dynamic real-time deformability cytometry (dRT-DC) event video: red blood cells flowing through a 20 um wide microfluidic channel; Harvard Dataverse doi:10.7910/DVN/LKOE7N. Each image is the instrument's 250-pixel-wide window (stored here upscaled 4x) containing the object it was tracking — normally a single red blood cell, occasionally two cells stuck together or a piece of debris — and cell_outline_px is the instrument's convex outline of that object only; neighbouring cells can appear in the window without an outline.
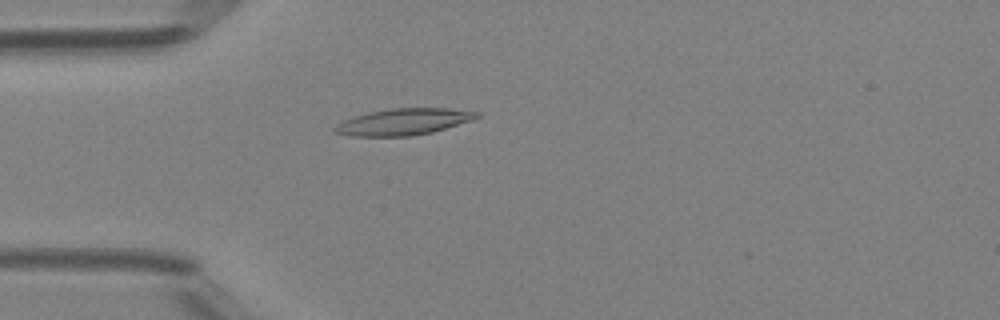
{"species": "Egyptian fruit bat (a non-hibernating species)", "species_latin": "Rousettus aegyptiacus", "temperature_condition": "room temperature", "stored_images_in_passage": 49, "camera_frame_rate_fps": 3000, "um_per_image_px": 0.085, "animal": {"sex": "female"}, "frame": {"image": 1, "passage_image": 14, "time_ms": 4.333, "image_size_px": [1000, 320], "cell_outline_px": [[480, 116], [476, 120], [432, 132], [412, 136], [352, 136], [336, 132], [332, 128], [336, 124], [352, 116], [368, 112], [392, 108], [448, 108], [480, 112]], "centroid_in_image_um": [34.34, 10.34], "position_along_channel_um": 50.7, "area_um2": 22.14}}
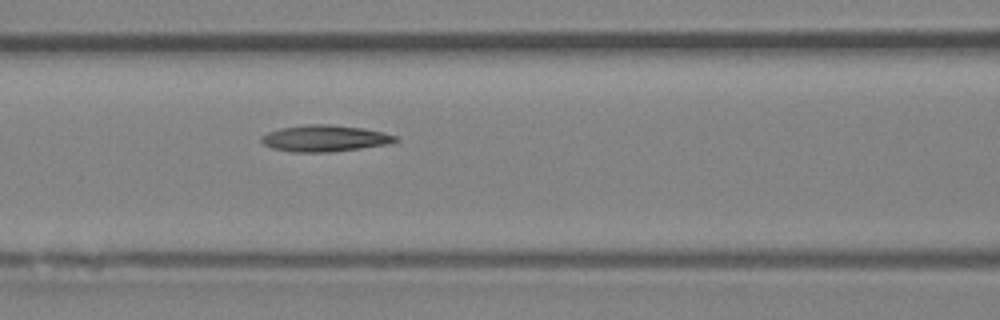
{"frame": {"image": 2, "passage_image": 21, "time_ms": 6.667, "image_size_px": [1000, 320], "cell_outline_px": [[400, 140], [388, 144], [360, 148], [328, 152], [292, 152], [272, 148], [264, 144], [260, 140], [260, 136], [268, 132], [280, 128], [304, 124], [332, 124], [364, 128], [384, 132], [396, 136]], "centroid_in_image_um": [27.6, 11.75], "position_along_channel_um": 139.0, "area_um2": 20.81}}
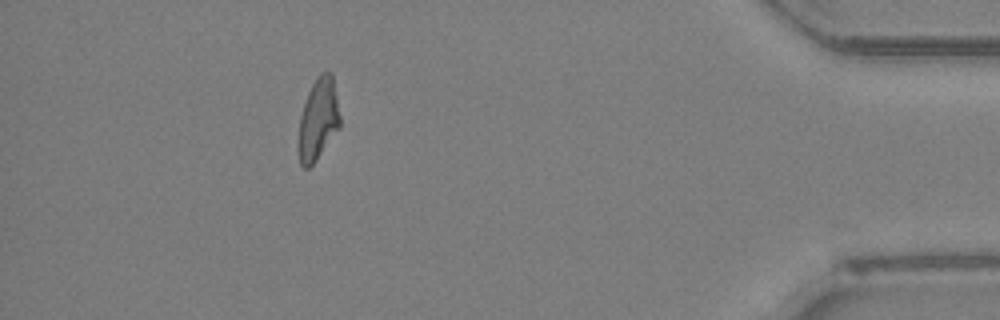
{"frame": {"image": 3, "passage_image": 44, "time_ms": 14.333, "image_size_px": [1000, 320], "cell_outline_px": [[340, 128], [316, 160], [308, 168], [304, 168], [300, 164], [296, 144], [300, 116], [308, 92], [316, 76], [320, 72], [332, 72], [340, 116]], "centroid_in_image_um": [27.02, 10.16], "position_along_channel_um": 408.2, "area_um2": 20.11}, "authors_computed_cell_mechanics": {"area_um2": 20.5768, "velocity_mm_per_s": 4.2212, "shape_relaxation_time_tau1_ms": null, "shape_relaxation_time_tau2_ms": 8.6495, "deformation_change_tau1": null, "deformation_change_tau2": 0.1751}}